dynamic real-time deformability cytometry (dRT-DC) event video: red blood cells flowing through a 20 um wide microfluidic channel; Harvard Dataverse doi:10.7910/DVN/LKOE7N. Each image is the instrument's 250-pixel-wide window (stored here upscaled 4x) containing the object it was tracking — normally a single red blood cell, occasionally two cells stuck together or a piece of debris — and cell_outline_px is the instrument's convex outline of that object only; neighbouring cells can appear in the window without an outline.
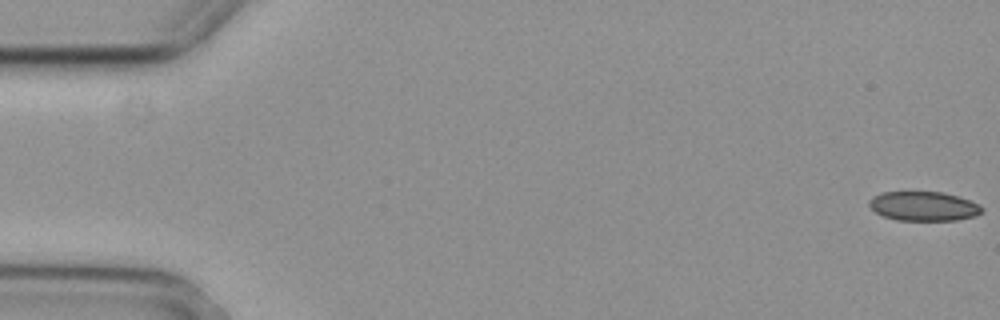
{"species": "common noctule bat (a hibernating species)", "species_latin": "Nyctalus noctula", "temperature_condition": "cold", "stored_images_in_passage": 4, "camera_frame_rate_fps": 3000, "um_per_image_px": 0.085, "animal": {"sex": "female", "body_mass_g": 29.2, "forearm_length_mm": 56.3}, "frame": {"image": 1, "passage_image": 1, "time_ms": 0.0, "image_size_px": [1000, 320], "cell_outline_px": [[984, 208], [976, 216], [956, 220], [896, 220], [884, 216], [876, 212], [868, 204], [868, 200], [872, 196], [880, 192], [944, 192], [968, 200]], "centroid_in_image_um": [78.46, 17.52], "position_along_channel_um": 6.5, "area_um2": 19.13}}